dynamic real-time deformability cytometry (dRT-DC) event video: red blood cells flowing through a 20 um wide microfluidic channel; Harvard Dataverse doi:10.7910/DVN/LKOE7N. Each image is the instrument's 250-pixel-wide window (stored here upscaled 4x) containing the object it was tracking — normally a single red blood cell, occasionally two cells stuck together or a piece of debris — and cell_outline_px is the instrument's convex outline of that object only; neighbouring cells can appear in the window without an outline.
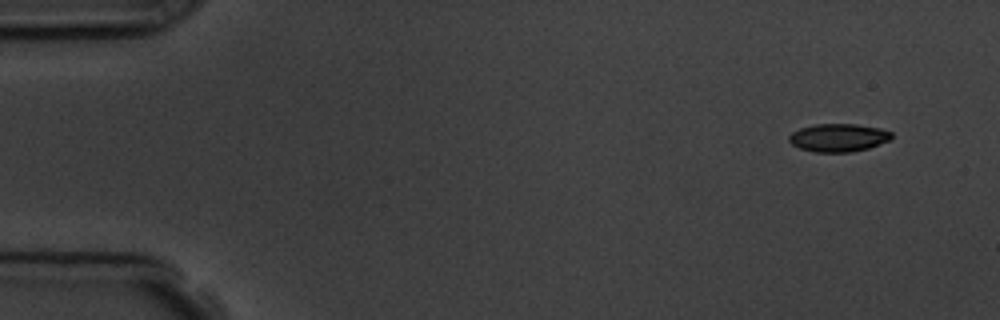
{"species": "common noctule bat (a hibernating species)", "species_latin": "Nyctalus noctula", "temperature_condition": "room temperature", "stored_images_in_passage": 4, "camera_frame_rate_fps": 3000, "um_per_image_px": 0.085, "animal": {"sex": "male", "body_mass_g": 19.5, "forearm_length_mm": 54.6}, "frame": {"image": 1, "passage_image": 1, "time_ms": 0.0, "image_size_px": [1000, 320], "cell_outline_px": [[892, 140], [868, 148], [852, 152], [816, 152], [800, 148], [792, 144], [788, 140], [788, 136], [792, 132], [800, 128], [816, 124], [856, 124], [880, 128], [892, 132]], "centroid_in_image_um": [71.28, 11.7], "position_along_channel_um": 13.7, "area_um2": 16.82}}